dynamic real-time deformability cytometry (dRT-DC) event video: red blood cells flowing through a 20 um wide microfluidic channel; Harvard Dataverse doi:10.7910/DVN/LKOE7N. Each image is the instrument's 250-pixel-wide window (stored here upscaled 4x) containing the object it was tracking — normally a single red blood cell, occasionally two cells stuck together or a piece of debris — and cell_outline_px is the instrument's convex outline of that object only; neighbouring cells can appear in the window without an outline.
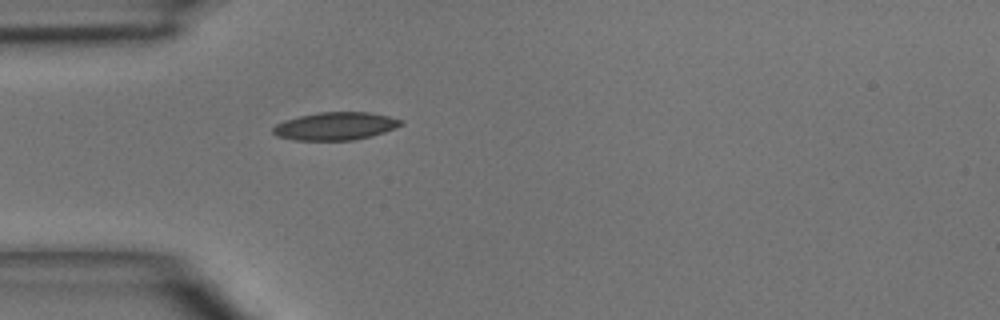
{"species": "common noctule bat (a hibernating species)", "species_latin": "Nyctalus noctula", "temperature_condition": "room temperature", "stored_images_in_passage": 1, "camera_frame_rate_fps": 3000, "um_per_image_px": 0.085, "animal": {"sex": "male", "body_mass_g": 15.6}, "frame": {"image": 1, "passage_image": 1, "time_ms": 0.0, "image_size_px": [1000, 320], "cell_outline_px": [[404, 124], [396, 128], [372, 136], [352, 140], [296, 140], [276, 136], [272, 132], [272, 128], [276, 124], [284, 120], [300, 116], [320, 112], [368, 112], [388, 116], [404, 120]], "centroid_in_image_um": [28.53, 10.72], "position_along_channel_um": 56.5, "area_um2": 20.81}}